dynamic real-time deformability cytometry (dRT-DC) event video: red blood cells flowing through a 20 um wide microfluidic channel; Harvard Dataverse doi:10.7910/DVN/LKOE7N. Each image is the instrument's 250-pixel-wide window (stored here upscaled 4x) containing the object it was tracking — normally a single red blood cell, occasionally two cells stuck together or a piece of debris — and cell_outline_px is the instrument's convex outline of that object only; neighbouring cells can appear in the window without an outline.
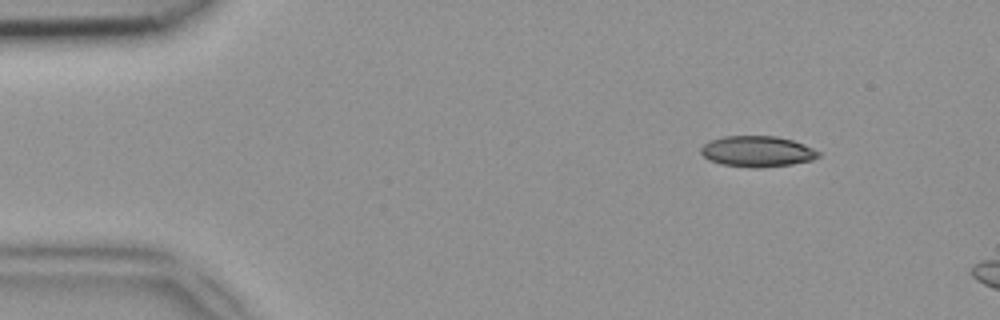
{"species": "common noctule bat (a hibernating species)", "species_latin": "Nyctalus noctula", "temperature_condition": "room temperature", "stored_images_in_passage": 10, "camera_frame_rate_fps": 3000, "um_per_image_px": 0.085, "animal": {"sex": "female", "body_mass_g": 18.4}, "frame": {"image": 1, "passage_image": 5, "time_ms": 1.333, "image_size_px": [1000, 320], "cell_outline_px": [[820, 156], [812, 160], [792, 164], [760, 168], [756, 168], [720, 164], [708, 160], [700, 152], [700, 148], [704, 144], [712, 140], [724, 136], [776, 136], [792, 140], [804, 144], [820, 152]], "centroid_in_image_um": [64.36, 12.87], "position_along_channel_um": 20.6, "area_um2": 21.15}}